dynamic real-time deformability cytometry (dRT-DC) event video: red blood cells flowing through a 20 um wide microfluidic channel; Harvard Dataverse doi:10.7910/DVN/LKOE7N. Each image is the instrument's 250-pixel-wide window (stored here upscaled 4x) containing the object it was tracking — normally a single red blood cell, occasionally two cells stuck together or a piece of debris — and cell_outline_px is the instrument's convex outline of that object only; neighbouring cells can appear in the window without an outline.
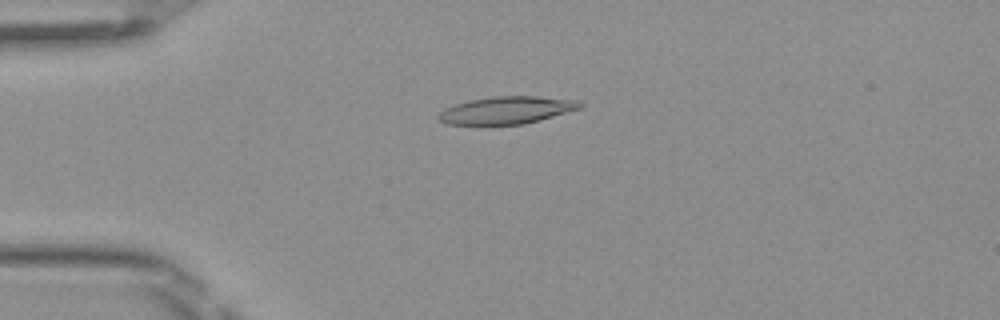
{"species": "Egyptian fruit bat (a non-hibernating species)", "species_latin": "Rousettus aegyptiacus", "temperature_condition": "room temperature", "stored_images_in_passage": 6, "camera_frame_rate_fps": 3000, "um_per_image_px": 0.085, "frame": {"image": 1, "passage_image": 4, "time_ms": 1.0, "image_size_px": [1000, 320], "cell_outline_px": [[584, 104], [580, 108], [540, 120], [524, 124], [448, 124], [440, 120], [436, 116], [444, 108], [468, 100], [488, 96], [536, 96], [576, 100]], "centroid_in_image_um": [43.04, 9.35], "position_along_channel_um": 42.0, "area_um2": 22.48}}
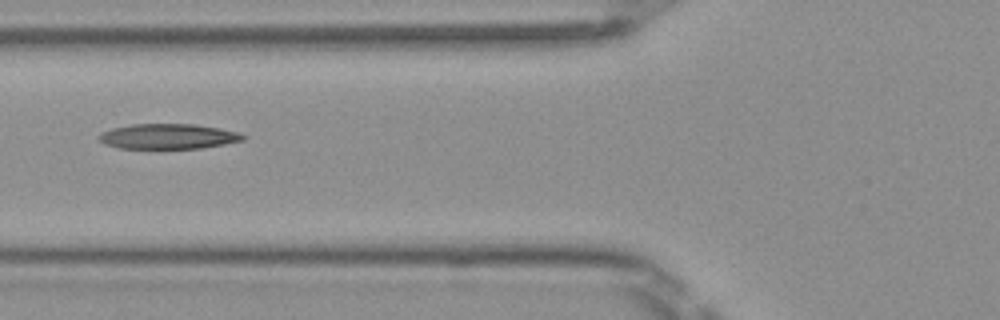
{"frame": {"image": 2, "passage_image": 6, "time_ms": 1.667, "image_size_px": [1000, 320], "cell_outline_px": [[248, 136], [244, 140], [224, 144], [200, 148], [120, 148], [104, 144], [96, 136], [100, 132], [112, 128], [132, 124], [196, 124], [220, 128], [240, 132]], "centroid_in_image_um": [14.31, 11.58], "position_along_channel_um": 111.5, "area_um2": 21.27}}